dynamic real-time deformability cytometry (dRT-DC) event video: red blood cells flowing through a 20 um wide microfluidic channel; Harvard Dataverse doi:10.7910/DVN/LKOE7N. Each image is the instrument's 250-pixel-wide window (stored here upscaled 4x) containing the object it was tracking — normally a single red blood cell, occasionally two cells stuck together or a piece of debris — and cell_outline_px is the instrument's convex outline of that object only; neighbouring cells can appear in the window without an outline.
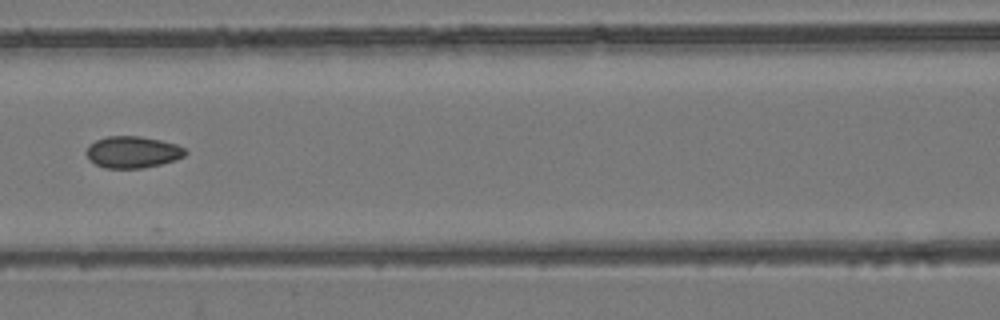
{"species": "common noctule bat (a hibernating species)", "species_latin": "Nyctalus noctula", "temperature_condition": "room temperature", "stored_images_in_passage": 8, "camera_frame_rate_fps": 3000, "um_per_image_px": 0.085, "animal": {"sex": "female", "body_mass_g": 24.6, "forearm_length_mm": 56.2}, "frame": {"image": 1, "passage_image": 7, "time_ms": 8.0, "image_size_px": [1000, 320], "cell_outline_px": [[188, 152], [184, 156], [176, 160], [144, 168], [104, 168], [88, 160], [84, 152], [88, 144], [96, 140], [108, 136], [140, 136], [160, 140], [176, 144], [184, 148]], "centroid_in_image_um": [11.24, 12.93], "position_along_channel_um": 155.4, "area_um2": 18.5}}
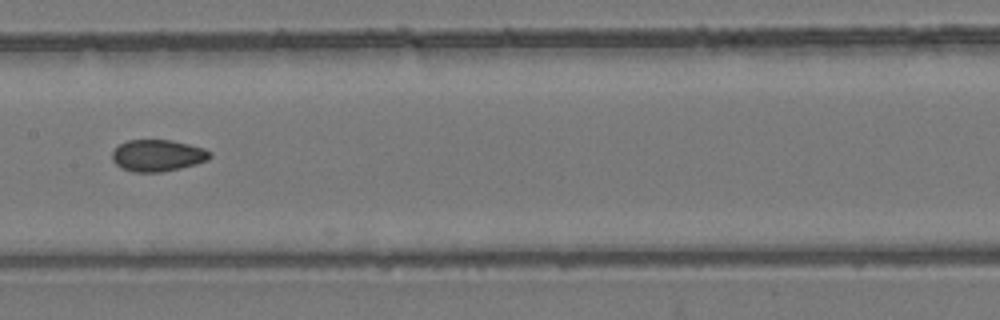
{"frame": {"image": 2, "passage_image": 8, "time_ms": 9.0, "image_size_px": [1000, 320], "cell_outline_px": [[212, 156], [208, 160], [196, 164], [180, 168], [160, 172], [132, 172], [120, 168], [112, 160], [112, 152], [120, 144], [128, 140], [172, 140], [204, 148], [212, 152]], "centroid_in_image_um": [13.41, 13.22], "position_along_channel_um": 194.0, "area_um2": 18.15}}